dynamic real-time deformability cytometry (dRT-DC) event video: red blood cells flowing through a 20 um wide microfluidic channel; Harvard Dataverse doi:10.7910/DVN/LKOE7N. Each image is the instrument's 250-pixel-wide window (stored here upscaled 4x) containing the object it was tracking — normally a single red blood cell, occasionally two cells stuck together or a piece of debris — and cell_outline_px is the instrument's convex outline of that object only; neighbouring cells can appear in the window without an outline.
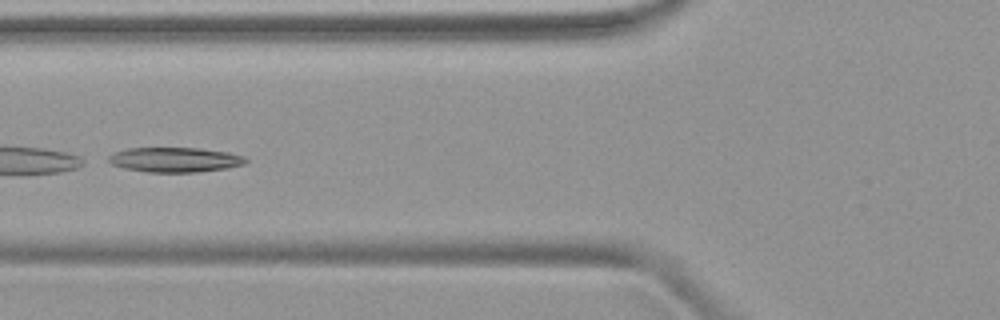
{"species": "common noctule bat (a hibernating species)", "species_latin": "Nyctalus noctula", "temperature_condition": "warm", "stored_images_in_passage": 48, "camera_frame_rate_fps": 3000, "um_per_image_px": 0.085, "animal": {"sex": "female", "body_mass_g": 19.9}, "frame": {"image": 1, "passage_image": 19, "time_ms": 6.0, "image_size_px": [1000, 320], "cell_outline_px": [[248, 160], [244, 164], [228, 168], [196, 172], [148, 172], [124, 168], [112, 164], [108, 160], [108, 156], [116, 152], [128, 148], [200, 148], [228, 152], [244, 156]], "centroid_in_image_um": [14.89, 13.57], "position_along_channel_um": 110.9, "area_um2": 19.77}}
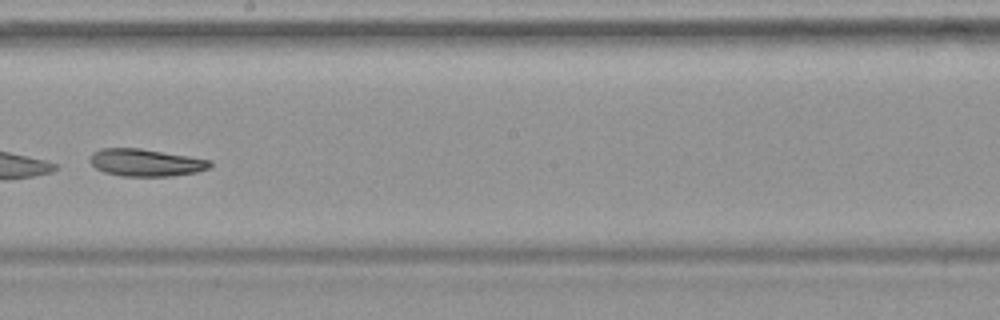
{"frame": {"image": 2, "passage_image": 28, "time_ms": 9.0, "image_size_px": [1000, 320], "cell_outline_px": [[212, 164], [208, 168], [196, 172], [172, 176], [120, 176], [104, 172], [96, 168], [88, 160], [92, 152], [100, 148], [140, 148], [212, 160]], "centroid_in_image_um": [12.36, 13.82], "position_along_channel_um": 235.8, "area_um2": 19.19}}
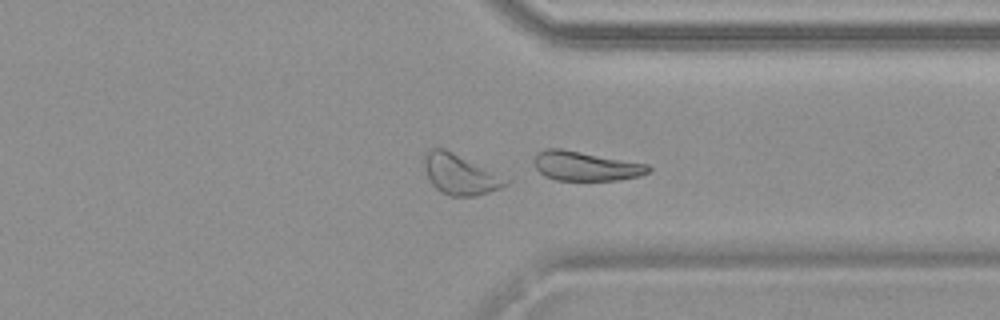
{"frame": {"image": 3, "passage_image": 37, "time_ms": 12.0, "image_size_px": [1000, 320], "cell_outline_px": [[652, 168], [648, 172], [640, 176], [616, 180], [556, 180], [544, 176], [536, 168], [532, 160], [536, 152], [548, 148], [560, 148], [648, 164]], "centroid_in_image_um": [49.74, 14.11], "position_along_channel_um": 361.7, "area_um2": 19.65}}